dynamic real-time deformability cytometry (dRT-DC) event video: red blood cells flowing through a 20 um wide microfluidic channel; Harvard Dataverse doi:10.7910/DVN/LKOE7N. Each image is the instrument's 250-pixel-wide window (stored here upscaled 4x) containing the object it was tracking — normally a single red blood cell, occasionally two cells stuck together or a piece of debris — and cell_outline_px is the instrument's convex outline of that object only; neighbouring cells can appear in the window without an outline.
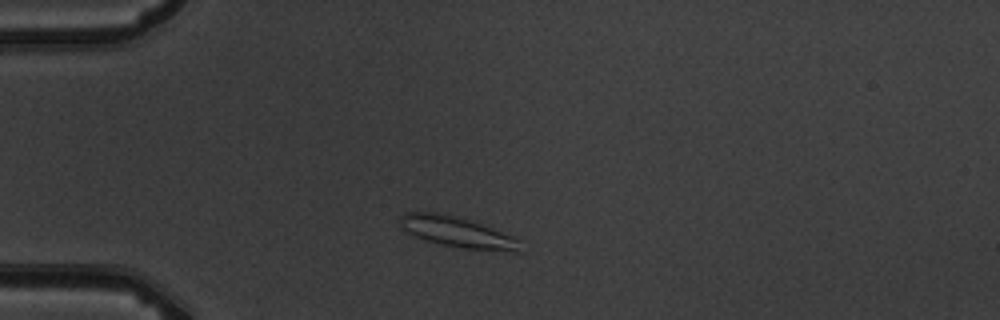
{"species": "common noctule bat (a hibernating species)", "species_latin": "Nyctalus noctula", "temperature_condition": "warm", "stored_images_in_passage": 1, "camera_frame_rate_fps": 3000, "um_per_image_px": 0.085, "animal": {"sex": "male", "body_mass_g": 19.5, "forearm_length_mm": 54.6}, "frame": {"image": 1, "passage_image": 1, "time_ms": 0.0, "image_size_px": [1000, 320], "cell_outline_px": [[524, 252], [516, 252], [464, 248], [440, 244], [424, 240], [400, 228], [400, 216], [404, 212], [436, 212], [456, 216], [472, 220], [512, 236], [520, 240]], "centroid_in_image_um": [38.89, 19.73], "position_along_channel_um": 46.1, "area_um2": 21.62}}